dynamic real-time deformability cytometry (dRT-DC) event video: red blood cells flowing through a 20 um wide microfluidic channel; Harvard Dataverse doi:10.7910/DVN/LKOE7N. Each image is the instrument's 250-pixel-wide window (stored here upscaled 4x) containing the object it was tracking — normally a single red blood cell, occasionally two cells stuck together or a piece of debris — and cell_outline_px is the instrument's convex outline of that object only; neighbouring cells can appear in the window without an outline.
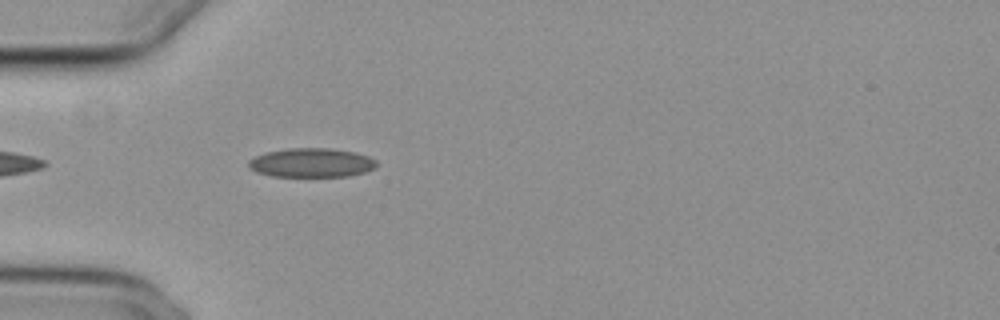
{"species": "common noctule bat (a hibernating species)", "species_latin": "Nyctalus noctula", "temperature_condition": "cold", "stored_images_in_passage": 40, "camera_frame_rate_fps": 3000, "um_per_image_px": 0.085, "animal": {"sex": "female", "body_mass_g": 29.2, "forearm_length_mm": 56.3}, "frame": {"image": 1, "passage_image": 3, "time_ms": 0.667, "image_size_px": [1000, 320], "cell_outline_px": [[376, 168], [364, 172], [348, 176], [272, 176], [256, 172], [248, 168], [248, 160], [256, 156], [268, 152], [288, 148], [332, 148], [356, 152], [368, 156], [376, 160]], "centroid_in_image_um": [26.48, 13.83], "position_along_channel_um": 58.5, "area_um2": 21.73}}
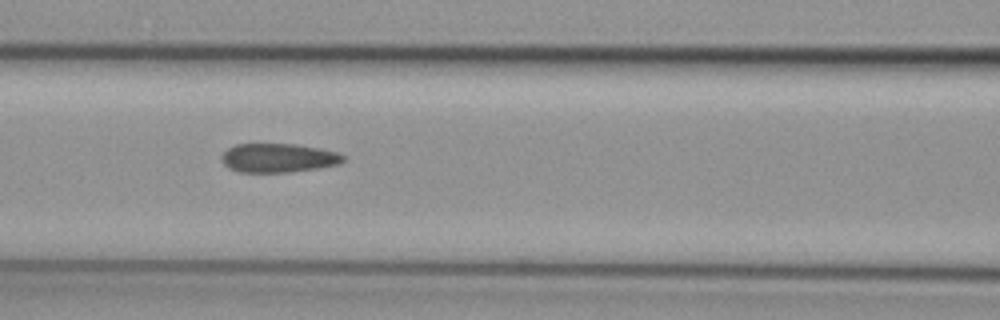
{"frame": {"image": 2, "passage_image": 10, "time_ms": 3.0, "image_size_px": [1000, 320], "cell_outline_px": [[344, 160], [336, 164], [316, 168], [288, 172], [240, 172], [228, 168], [224, 164], [220, 156], [228, 148], [236, 144], [296, 144], [336, 152], [344, 156]], "centroid_in_image_um": [23.59, 13.42], "position_along_channel_um": 143.0, "area_um2": 20.23}}
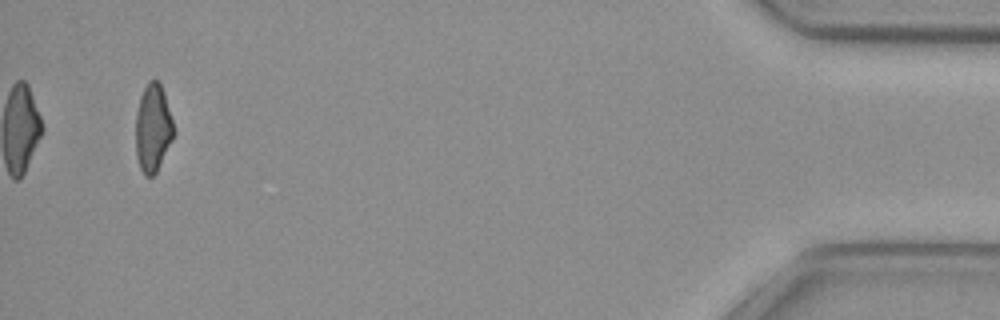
{"frame": {"image": 3, "passage_image": 38, "time_ms": 12.333, "image_size_px": [1000, 320], "cell_outline_px": [[176, 132], [156, 172], [152, 176], [144, 176], [140, 168], [136, 156], [136, 116], [140, 96], [148, 80], [160, 80], [164, 92]], "centroid_in_image_um": [13.0, 10.87], "position_along_channel_um": 422.2, "area_um2": 19.54}, "authors_computed_cell_mechanics": {"area_um2": 20.9814, "velocity_mm_per_s": 3.8492, "shape_relaxation_time_tau1_ms": null, "shape_relaxation_time_tau2_ms": 2.5238, "deformation_change_tau1": null, "deformation_change_tau2": 0.0888}}